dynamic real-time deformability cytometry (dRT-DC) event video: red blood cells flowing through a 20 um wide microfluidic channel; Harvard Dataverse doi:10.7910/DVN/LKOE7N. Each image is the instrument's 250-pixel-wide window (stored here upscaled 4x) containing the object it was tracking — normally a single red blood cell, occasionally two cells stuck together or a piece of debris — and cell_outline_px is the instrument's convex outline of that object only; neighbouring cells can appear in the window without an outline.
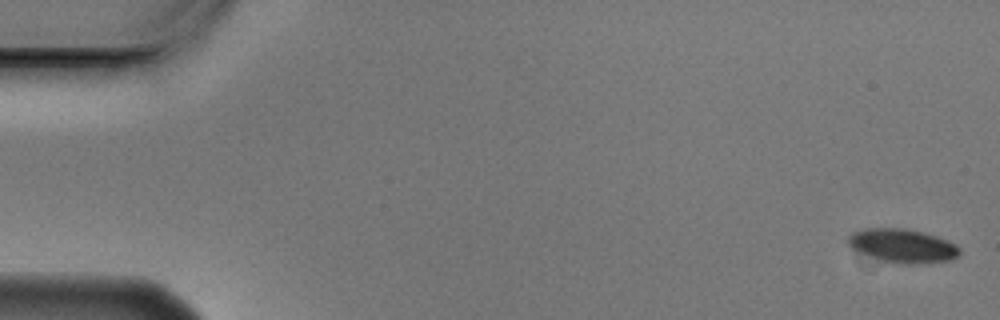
{"species": "Egyptian fruit bat (a non-hibernating species)", "species_latin": "Rousettus aegyptiacus", "temperature_condition": "cold", "stored_images_in_passage": 5, "camera_frame_rate_fps": 3000, "um_per_image_px": 0.085, "animal": {"sex": "male"}, "frame": {"image": 1, "passage_image": 1, "time_ms": 0.0, "image_size_px": [1000, 320], "cell_outline_px": [[960, 256], [948, 260], [916, 264], [904, 264], [884, 260], [852, 248], [848, 244], [848, 236], [852, 232], [864, 228], [904, 228], [924, 232], [936, 236], [956, 244], [960, 248]], "centroid_in_image_um": [76.75, 20.87], "position_along_channel_um": 8.2, "area_um2": 21.62}}
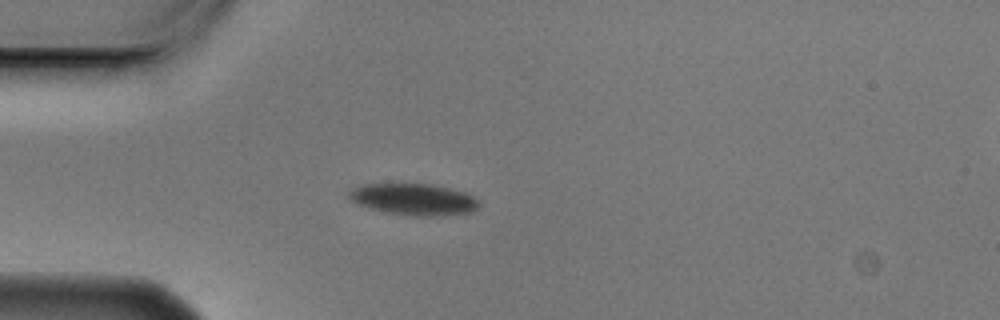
{"frame": {"image": 2, "passage_image": 5, "time_ms": 1.333, "image_size_px": [1000, 320], "cell_outline_px": [[480, 204], [472, 212], [444, 216], [412, 216], [388, 212], [368, 208], [356, 204], [348, 196], [348, 192], [352, 188], [360, 184], [432, 184], [464, 192], [480, 200]], "centroid_in_image_um": [35.16, 16.95], "position_along_channel_um": 49.8, "area_um2": 24.04}}